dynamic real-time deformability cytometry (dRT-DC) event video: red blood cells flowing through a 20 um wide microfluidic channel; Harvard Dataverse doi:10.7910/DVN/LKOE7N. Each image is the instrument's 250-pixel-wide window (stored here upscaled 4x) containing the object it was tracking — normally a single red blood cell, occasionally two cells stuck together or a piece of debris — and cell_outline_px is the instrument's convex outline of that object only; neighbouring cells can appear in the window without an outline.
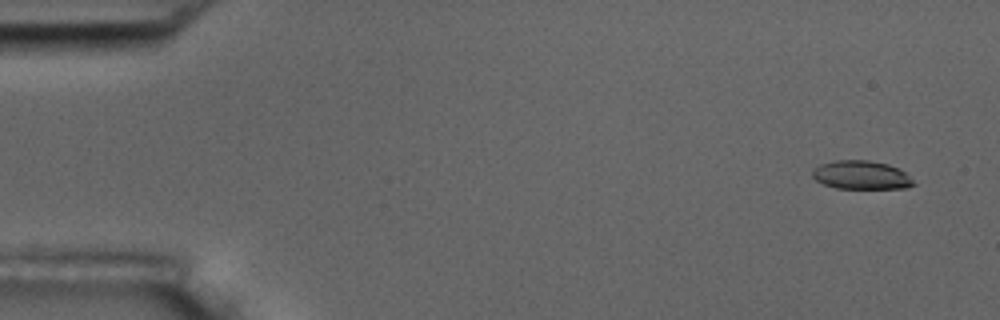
{"species": "common noctule bat (a hibernating species)", "species_latin": "Nyctalus noctula", "temperature_condition": "room temperature", "stored_images_in_passage": 5, "camera_frame_rate_fps": 3000, "um_per_image_px": 0.085, "animal": {"sex": "male", "body_mass_g": 17.5, "forearm_length_mm": 52.3}, "frame": {"image": 1, "passage_image": 1, "time_ms": 0.0, "image_size_px": [1000, 320], "cell_outline_px": [[916, 184], [908, 188], [836, 188], [824, 184], [816, 180], [812, 176], [812, 168], [820, 164], [836, 160], [868, 160], [888, 164], [900, 168]], "centroid_in_image_um": [73.2, 14.87], "position_along_channel_um": 11.8, "area_um2": 16.88}}
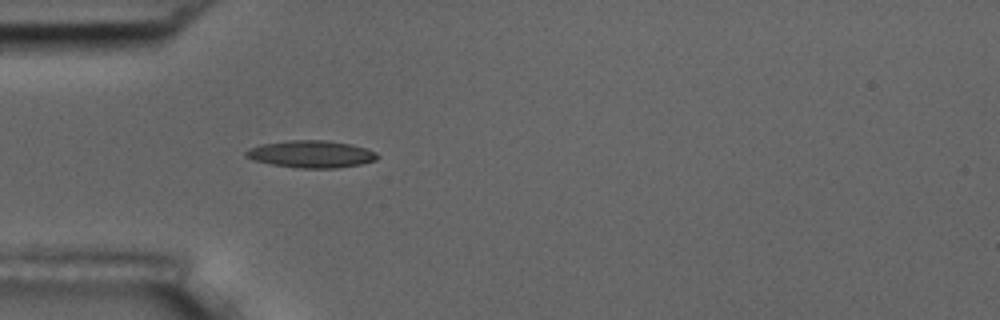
{"frame": {"image": 2, "passage_image": 5, "time_ms": 1.333, "image_size_px": [1000, 320], "cell_outline_px": [[380, 156], [376, 160], [360, 164], [336, 168], [296, 168], [272, 164], [252, 160], [244, 156], [244, 152], [248, 148], [260, 144], [288, 140], [324, 140], [352, 144], [376, 152]], "centroid_in_image_um": [26.41, 13.09], "position_along_channel_um": 58.6, "area_um2": 20.98}}